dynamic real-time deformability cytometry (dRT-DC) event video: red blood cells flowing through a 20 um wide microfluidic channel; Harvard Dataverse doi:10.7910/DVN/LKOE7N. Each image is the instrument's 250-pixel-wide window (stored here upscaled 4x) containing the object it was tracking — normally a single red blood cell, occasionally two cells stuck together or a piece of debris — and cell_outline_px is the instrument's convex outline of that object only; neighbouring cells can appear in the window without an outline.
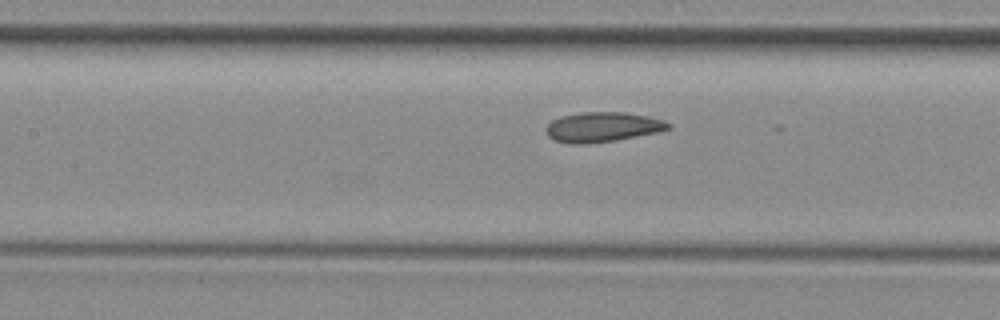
{"species": "common noctule bat (a hibernating species)", "species_latin": "Nyctalus noctula", "temperature_condition": "room temperature", "stored_images_in_passage": 11, "camera_frame_rate_fps": 3000, "um_per_image_px": 0.085, "animal": {"sex": "female", "body_mass_g": 29.2, "forearm_length_mm": 56.3}, "frame": {"image": 1, "passage_image": 11, "time_ms": 3.333, "image_size_px": [1000, 320], "cell_outline_px": [[672, 128], [656, 132], [616, 140], [588, 144], [568, 144], [556, 140], [548, 136], [544, 128], [552, 120], [560, 116], [580, 112], [624, 112], [648, 116], [664, 120], [672, 124]], "centroid_in_image_um": [51.2, 10.79], "position_along_channel_um": 156.2, "area_um2": 21.44}}